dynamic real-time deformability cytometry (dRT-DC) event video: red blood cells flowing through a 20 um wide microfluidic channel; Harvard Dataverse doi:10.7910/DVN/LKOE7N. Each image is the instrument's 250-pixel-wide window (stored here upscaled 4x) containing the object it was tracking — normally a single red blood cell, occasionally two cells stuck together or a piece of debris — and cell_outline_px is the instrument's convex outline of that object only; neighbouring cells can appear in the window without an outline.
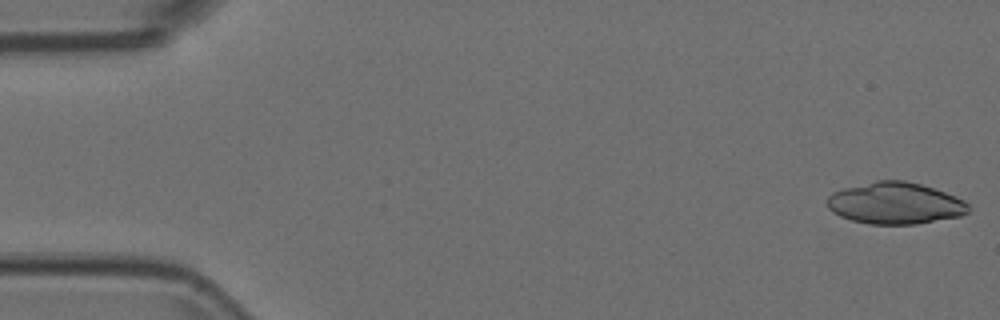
{"species": "Egyptian fruit bat (a non-hibernating species)", "species_latin": "Rousettus aegyptiacus", "temperature_condition": "room temperature", "stored_images_in_passage": 19, "camera_frame_rate_fps": 3000, "um_per_image_px": 0.085, "animal": {"sex": "female"}, "frame": {"image": 1, "passage_image": 1, "time_ms": 0.0, "image_size_px": [1000, 320], "cell_outline_px": [[968, 212], [960, 216], [916, 224], [872, 224], [852, 220], [840, 216], [832, 212], [828, 208], [824, 200], [832, 192], [844, 188], [876, 180], [904, 180], [920, 184], [956, 196], [964, 200], [968, 204]], "centroid_in_image_um": [76.05, 17.27], "position_along_channel_um": 9.0, "area_um2": 34.33}}